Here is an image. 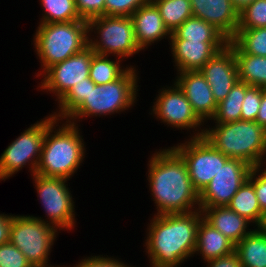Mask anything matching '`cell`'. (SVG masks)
Segmentation results:
<instances>
[{
	"label": "cell",
	"instance_id": "6da1fadb",
	"mask_svg": "<svg viewBox=\"0 0 266 267\" xmlns=\"http://www.w3.org/2000/svg\"><path fill=\"white\" fill-rule=\"evenodd\" d=\"M149 159L147 185L157 210L154 215L200 210L199 193L190 180L183 158L168 147L155 151Z\"/></svg>",
	"mask_w": 266,
	"mask_h": 267
},
{
	"label": "cell",
	"instance_id": "7a4b0ae2",
	"mask_svg": "<svg viewBox=\"0 0 266 267\" xmlns=\"http://www.w3.org/2000/svg\"><path fill=\"white\" fill-rule=\"evenodd\" d=\"M202 212L154 215L149 220L144 247L151 267H180L194 256Z\"/></svg>",
	"mask_w": 266,
	"mask_h": 267
},
{
	"label": "cell",
	"instance_id": "3957f363",
	"mask_svg": "<svg viewBox=\"0 0 266 267\" xmlns=\"http://www.w3.org/2000/svg\"><path fill=\"white\" fill-rule=\"evenodd\" d=\"M61 121L47 115V130L35 173L70 180L84 161L86 145L78 125Z\"/></svg>",
	"mask_w": 266,
	"mask_h": 267
},
{
	"label": "cell",
	"instance_id": "277c9868",
	"mask_svg": "<svg viewBox=\"0 0 266 267\" xmlns=\"http://www.w3.org/2000/svg\"><path fill=\"white\" fill-rule=\"evenodd\" d=\"M212 127H205L203 137L225 156L240 159L252 167L265 164L266 129L264 127L255 121L246 120L215 124Z\"/></svg>",
	"mask_w": 266,
	"mask_h": 267
},
{
	"label": "cell",
	"instance_id": "5b68a950",
	"mask_svg": "<svg viewBox=\"0 0 266 267\" xmlns=\"http://www.w3.org/2000/svg\"><path fill=\"white\" fill-rule=\"evenodd\" d=\"M35 31L33 46L42 69L36 74L37 78L52 65L63 62L88 45V24L83 19L39 23Z\"/></svg>",
	"mask_w": 266,
	"mask_h": 267
},
{
	"label": "cell",
	"instance_id": "8992f818",
	"mask_svg": "<svg viewBox=\"0 0 266 267\" xmlns=\"http://www.w3.org/2000/svg\"><path fill=\"white\" fill-rule=\"evenodd\" d=\"M138 72L130 65L129 69L117 80L90 89L87 99L66 119L78 125V121L88 117L112 115L131 109L137 100L139 89ZM83 118V119H82ZM79 119V120H78ZM81 119V120H80Z\"/></svg>",
	"mask_w": 266,
	"mask_h": 267
},
{
	"label": "cell",
	"instance_id": "52a82bcc",
	"mask_svg": "<svg viewBox=\"0 0 266 267\" xmlns=\"http://www.w3.org/2000/svg\"><path fill=\"white\" fill-rule=\"evenodd\" d=\"M87 24L88 44L96 54L110 57L113 54L125 60L142 51L136 42L131 17L102 15L88 20ZM92 32L95 37H91Z\"/></svg>",
	"mask_w": 266,
	"mask_h": 267
},
{
	"label": "cell",
	"instance_id": "ba28073f",
	"mask_svg": "<svg viewBox=\"0 0 266 267\" xmlns=\"http://www.w3.org/2000/svg\"><path fill=\"white\" fill-rule=\"evenodd\" d=\"M58 231L55 226L32 215L13 214L9 242L25 255L33 267H60L48 263Z\"/></svg>",
	"mask_w": 266,
	"mask_h": 267
},
{
	"label": "cell",
	"instance_id": "9c48e42d",
	"mask_svg": "<svg viewBox=\"0 0 266 267\" xmlns=\"http://www.w3.org/2000/svg\"><path fill=\"white\" fill-rule=\"evenodd\" d=\"M37 191V198L44 207L45 217H36L45 223L55 226L59 231H70L75 227V202L68 187V179L47 177L34 174L32 177ZM49 220V221H48Z\"/></svg>",
	"mask_w": 266,
	"mask_h": 267
},
{
	"label": "cell",
	"instance_id": "30bf717a",
	"mask_svg": "<svg viewBox=\"0 0 266 267\" xmlns=\"http://www.w3.org/2000/svg\"><path fill=\"white\" fill-rule=\"evenodd\" d=\"M47 130V116L31 124L15 138L0 156V181L10 179L27 165L31 177L35 174Z\"/></svg>",
	"mask_w": 266,
	"mask_h": 267
},
{
	"label": "cell",
	"instance_id": "8fae6325",
	"mask_svg": "<svg viewBox=\"0 0 266 267\" xmlns=\"http://www.w3.org/2000/svg\"><path fill=\"white\" fill-rule=\"evenodd\" d=\"M172 148L183 158L194 188L200 193L230 159L204 137L189 138Z\"/></svg>",
	"mask_w": 266,
	"mask_h": 267
},
{
	"label": "cell",
	"instance_id": "7c38bea8",
	"mask_svg": "<svg viewBox=\"0 0 266 267\" xmlns=\"http://www.w3.org/2000/svg\"><path fill=\"white\" fill-rule=\"evenodd\" d=\"M174 84L167 88L163 87L153 102L150 115H154L157 120L165 125L183 130H192L190 138L203 137V122L192 110L191 104L187 100L182 89L174 81ZM201 126V127H200ZM198 127V128H197ZM193 128V129H192ZM196 132H195V131Z\"/></svg>",
	"mask_w": 266,
	"mask_h": 267
},
{
	"label": "cell",
	"instance_id": "4fadbf2b",
	"mask_svg": "<svg viewBox=\"0 0 266 267\" xmlns=\"http://www.w3.org/2000/svg\"><path fill=\"white\" fill-rule=\"evenodd\" d=\"M94 54V50L88 44L75 55L52 65L42 74L43 79L38 87L41 91L52 93L56 96L55 101L59 102L74 85L84 82V79L89 77Z\"/></svg>",
	"mask_w": 266,
	"mask_h": 267
},
{
	"label": "cell",
	"instance_id": "5bb4252c",
	"mask_svg": "<svg viewBox=\"0 0 266 267\" xmlns=\"http://www.w3.org/2000/svg\"><path fill=\"white\" fill-rule=\"evenodd\" d=\"M251 169L246 162L230 158L199 193L200 208L227 206L248 179Z\"/></svg>",
	"mask_w": 266,
	"mask_h": 267
},
{
	"label": "cell",
	"instance_id": "9a60e30c",
	"mask_svg": "<svg viewBox=\"0 0 266 267\" xmlns=\"http://www.w3.org/2000/svg\"><path fill=\"white\" fill-rule=\"evenodd\" d=\"M217 103L227 97L239 81L238 66L233 48L227 44L218 51L201 69Z\"/></svg>",
	"mask_w": 266,
	"mask_h": 267
},
{
	"label": "cell",
	"instance_id": "2e32d148",
	"mask_svg": "<svg viewBox=\"0 0 266 267\" xmlns=\"http://www.w3.org/2000/svg\"><path fill=\"white\" fill-rule=\"evenodd\" d=\"M176 74L174 80L184 92L192 110L203 123L205 121L208 123V120L214 117L218 103L204 75L200 70L182 71Z\"/></svg>",
	"mask_w": 266,
	"mask_h": 267
},
{
	"label": "cell",
	"instance_id": "e0dca14e",
	"mask_svg": "<svg viewBox=\"0 0 266 267\" xmlns=\"http://www.w3.org/2000/svg\"><path fill=\"white\" fill-rule=\"evenodd\" d=\"M174 67L178 72L200 70L228 42H195L170 39Z\"/></svg>",
	"mask_w": 266,
	"mask_h": 267
},
{
	"label": "cell",
	"instance_id": "ac0fdd59",
	"mask_svg": "<svg viewBox=\"0 0 266 267\" xmlns=\"http://www.w3.org/2000/svg\"><path fill=\"white\" fill-rule=\"evenodd\" d=\"M192 15L213 25L229 41L239 25V12L231 0H190Z\"/></svg>",
	"mask_w": 266,
	"mask_h": 267
},
{
	"label": "cell",
	"instance_id": "d6986e66",
	"mask_svg": "<svg viewBox=\"0 0 266 267\" xmlns=\"http://www.w3.org/2000/svg\"><path fill=\"white\" fill-rule=\"evenodd\" d=\"M130 17L133 21L136 42L141 50L147 49L164 37L170 40L171 33L165 27L158 9L150 0L140 6Z\"/></svg>",
	"mask_w": 266,
	"mask_h": 267
},
{
	"label": "cell",
	"instance_id": "ffe728a7",
	"mask_svg": "<svg viewBox=\"0 0 266 267\" xmlns=\"http://www.w3.org/2000/svg\"><path fill=\"white\" fill-rule=\"evenodd\" d=\"M200 211L203 219L226 236L234 245L254 230L249 229L250 221L231 210L228 206L200 208Z\"/></svg>",
	"mask_w": 266,
	"mask_h": 267
},
{
	"label": "cell",
	"instance_id": "44dd1931",
	"mask_svg": "<svg viewBox=\"0 0 266 267\" xmlns=\"http://www.w3.org/2000/svg\"><path fill=\"white\" fill-rule=\"evenodd\" d=\"M235 245L220 231L212 227L203 218L197 228L196 247L194 254L199 253L206 263L209 260L217 259L231 254Z\"/></svg>",
	"mask_w": 266,
	"mask_h": 267
},
{
	"label": "cell",
	"instance_id": "7402d4cb",
	"mask_svg": "<svg viewBox=\"0 0 266 267\" xmlns=\"http://www.w3.org/2000/svg\"><path fill=\"white\" fill-rule=\"evenodd\" d=\"M170 39L195 42H229L213 25L197 17H190L171 33Z\"/></svg>",
	"mask_w": 266,
	"mask_h": 267
},
{
	"label": "cell",
	"instance_id": "603a6c76",
	"mask_svg": "<svg viewBox=\"0 0 266 267\" xmlns=\"http://www.w3.org/2000/svg\"><path fill=\"white\" fill-rule=\"evenodd\" d=\"M234 251L242 267H266V235L256 228L235 245Z\"/></svg>",
	"mask_w": 266,
	"mask_h": 267
},
{
	"label": "cell",
	"instance_id": "cb8c5ba5",
	"mask_svg": "<svg viewBox=\"0 0 266 267\" xmlns=\"http://www.w3.org/2000/svg\"><path fill=\"white\" fill-rule=\"evenodd\" d=\"M227 206L250 221L252 226L255 225L253 228L260 222L262 212L254 191V186L248 179L239 188Z\"/></svg>",
	"mask_w": 266,
	"mask_h": 267
},
{
	"label": "cell",
	"instance_id": "d4e9b609",
	"mask_svg": "<svg viewBox=\"0 0 266 267\" xmlns=\"http://www.w3.org/2000/svg\"><path fill=\"white\" fill-rule=\"evenodd\" d=\"M234 54H251L266 57V27L238 29L228 42Z\"/></svg>",
	"mask_w": 266,
	"mask_h": 267
},
{
	"label": "cell",
	"instance_id": "484cf974",
	"mask_svg": "<svg viewBox=\"0 0 266 267\" xmlns=\"http://www.w3.org/2000/svg\"><path fill=\"white\" fill-rule=\"evenodd\" d=\"M246 94V83L238 81L230 90L225 99L217 105L213 124H225L241 120V111Z\"/></svg>",
	"mask_w": 266,
	"mask_h": 267
},
{
	"label": "cell",
	"instance_id": "4316f807",
	"mask_svg": "<svg viewBox=\"0 0 266 267\" xmlns=\"http://www.w3.org/2000/svg\"><path fill=\"white\" fill-rule=\"evenodd\" d=\"M239 80L266 89V57L235 54Z\"/></svg>",
	"mask_w": 266,
	"mask_h": 267
},
{
	"label": "cell",
	"instance_id": "83f0119b",
	"mask_svg": "<svg viewBox=\"0 0 266 267\" xmlns=\"http://www.w3.org/2000/svg\"><path fill=\"white\" fill-rule=\"evenodd\" d=\"M107 55L94 54L90 64L89 78L96 85H104L119 79L128 69L129 65L122 66L124 61L119 57L115 59L108 58Z\"/></svg>",
	"mask_w": 266,
	"mask_h": 267
},
{
	"label": "cell",
	"instance_id": "f1b7e54d",
	"mask_svg": "<svg viewBox=\"0 0 266 267\" xmlns=\"http://www.w3.org/2000/svg\"><path fill=\"white\" fill-rule=\"evenodd\" d=\"M161 14L163 23L170 33L192 17L190 0H150Z\"/></svg>",
	"mask_w": 266,
	"mask_h": 267
},
{
	"label": "cell",
	"instance_id": "f546056e",
	"mask_svg": "<svg viewBox=\"0 0 266 267\" xmlns=\"http://www.w3.org/2000/svg\"><path fill=\"white\" fill-rule=\"evenodd\" d=\"M42 17L39 23H59L82 20L76 10L75 0H40Z\"/></svg>",
	"mask_w": 266,
	"mask_h": 267
},
{
	"label": "cell",
	"instance_id": "4dcf8cb0",
	"mask_svg": "<svg viewBox=\"0 0 266 267\" xmlns=\"http://www.w3.org/2000/svg\"><path fill=\"white\" fill-rule=\"evenodd\" d=\"M95 87V83L88 77L84 82H80L58 102L59 110L51 114L60 120H66L84 101L87 99L91 88Z\"/></svg>",
	"mask_w": 266,
	"mask_h": 267
},
{
	"label": "cell",
	"instance_id": "1f68e13d",
	"mask_svg": "<svg viewBox=\"0 0 266 267\" xmlns=\"http://www.w3.org/2000/svg\"><path fill=\"white\" fill-rule=\"evenodd\" d=\"M266 27V0H256L239 12L238 29Z\"/></svg>",
	"mask_w": 266,
	"mask_h": 267
},
{
	"label": "cell",
	"instance_id": "d6a6232c",
	"mask_svg": "<svg viewBox=\"0 0 266 267\" xmlns=\"http://www.w3.org/2000/svg\"><path fill=\"white\" fill-rule=\"evenodd\" d=\"M262 94L263 88L246 84V94L242 105L241 120L256 121L261 106Z\"/></svg>",
	"mask_w": 266,
	"mask_h": 267
},
{
	"label": "cell",
	"instance_id": "836d02e7",
	"mask_svg": "<svg viewBox=\"0 0 266 267\" xmlns=\"http://www.w3.org/2000/svg\"><path fill=\"white\" fill-rule=\"evenodd\" d=\"M149 0H105V16L130 17Z\"/></svg>",
	"mask_w": 266,
	"mask_h": 267
},
{
	"label": "cell",
	"instance_id": "e575fe53",
	"mask_svg": "<svg viewBox=\"0 0 266 267\" xmlns=\"http://www.w3.org/2000/svg\"><path fill=\"white\" fill-rule=\"evenodd\" d=\"M0 267H33L25 255L10 242L0 245Z\"/></svg>",
	"mask_w": 266,
	"mask_h": 267
},
{
	"label": "cell",
	"instance_id": "d590c367",
	"mask_svg": "<svg viewBox=\"0 0 266 267\" xmlns=\"http://www.w3.org/2000/svg\"><path fill=\"white\" fill-rule=\"evenodd\" d=\"M263 166L252 167L248 180L253 184L261 212L266 211V168Z\"/></svg>",
	"mask_w": 266,
	"mask_h": 267
},
{
	"label": "cell",
	"instance_id": "8d00e7d4",
	"mask_svg": "<svg viewBox=\"0 0 266 267\" xmlns=\"http://www.w3.org/2000/svg\"><path fill=\"white\" fill-rule=\"evenodd\" d=\"M76 10L83 20L105 15V0H75Z\"/></svg>",
	"mask_w": 266,
	"mask_h": 267
},
{
	"label": "cell",
	"instance_id": "74e56055",
	"mask_svg": "<svg viewBox=\"0 0 266 267\" xmlns=\"http://www.w3.org/2000/svg\"><path fill=\"white\" fill-rule=\"evenodd\" d=\"M108 257V255H91V257H84L81 261L77 262L72 267H134L129 266V264L124 263L123 261H120L116 257ZM116 258V259H115ZM119 260V261H118ZM63 267H67L62 265ZM70 267V266H69Z\"/></svg>",
	"mask_w": 266,
	"mask_h": 267
},
{
	"label": "cell",
	"instance_id": "f35d334b",
	"mask_svg": "<svg viewBox=\"0 0 266 267\" xmlns=\"http://www.w3.org/2000/svg\"><path fill=\"white\" fill-rule=\"evenodd\" d=\"M206 265L207 267H242L235 251L229 255L209 260Z\"/></svg>",
	"mask_w": 266,
	"mask_h": 267
},
{
	"label": "cell",
	"instance_id": "ab89813d",
	"mask_svg": "<svg viewBox=\"0 0 266 267\" xmlns=\"http://www.w3.org/2000/svg\"><path fill=\"white\" fill-rule=\"evenodd\" d=\"M13 215L0 213V245L9 242L10 227Z\"/></svg>",
	"mask_w": 266,
	"mask_h": 267
},
{
	"label": "cell",
	"instance_id": "60d3db41",
	"mask_svg": "<svg viewBox=\"0 0 266 267\" xmlns=\"http://www.w3.org/2000/svg\"><path fill=\"white\" fill-rule=\"evenodd\" d=\"M255 122L266 129V89L264 88L261 99V106Z\"/></svg>",
	"mask_w": 266,
	"mask_h": 267
},
{
	"label": "cell",
	"instance_id": "b9f144b4",
	"mask_svg": "<svg viewBox=\"0 0 266 267\" xmlns=\"http://www.w3.org/2000/svg\"><path fill=\"white\" fill-rule=\"evenodd\" d=\"M238 12L242 11L246 6L252 4L256 0H231Z\"/></svg>",
	"mask_w": 266,
	"mask_h": 267
},
{
	"label": "cell",
	"instance_id": "7bdbcfd3",
	"mask_svg": "<svg viewBox=\"0 0 266 267\" xmlns=\"http://www.w3.org/2000/svg\"><path fill=\"white\" fill-rule=\"evenodd\" d=\"M260 233L266 235V211L262 213L260 222L258 225L255 227Z\"/></svg>",
	"mask_w": 266,
	"mask_h": 267
}]
</instances>
